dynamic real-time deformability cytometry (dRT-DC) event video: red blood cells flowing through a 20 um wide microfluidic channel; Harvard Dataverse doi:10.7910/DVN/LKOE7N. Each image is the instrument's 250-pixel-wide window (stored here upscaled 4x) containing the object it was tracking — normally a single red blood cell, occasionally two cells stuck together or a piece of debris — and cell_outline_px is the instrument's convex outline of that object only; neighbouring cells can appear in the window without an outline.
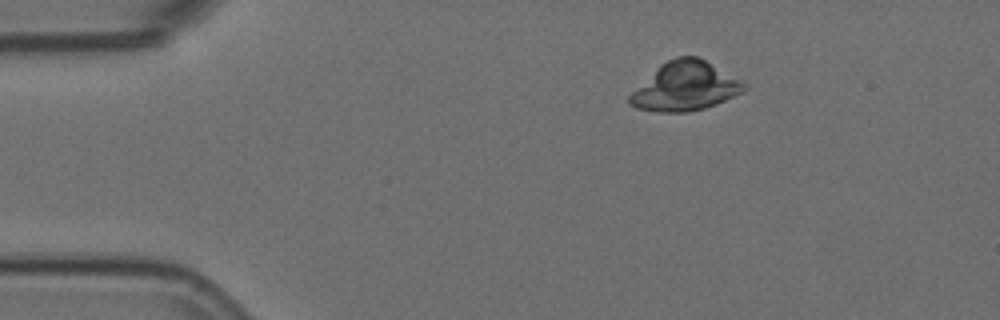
{"species": "Egyptian fruit bat (a non-hibernating species)", "species_latin": "Rousettus aegyptiacus", "temperature_condition": "room temperature", "stored_images_in_passage": 5, "camera_frame_rate_fps": 3000, "um_per_image_px": 0.085, "animal": {"sex": "female"}, "frame": {"image": 1, "passage_image": 3, "time_ms": 0.667, "image_size_px": [1000, 320], "cell_outline_px": [[748, 88], [744, 92], [716, 104], [704, 108], [688, 112], [660, 112], [636, 108], [628, 104], [628, 96], [660, 64], [676, 56], [696, 56], [704, 60], [748, 84]], "centroid_in_image_um": [58.25, 7.35], "position_along_channel_um": 26.8, "area_um2": 32.43}}